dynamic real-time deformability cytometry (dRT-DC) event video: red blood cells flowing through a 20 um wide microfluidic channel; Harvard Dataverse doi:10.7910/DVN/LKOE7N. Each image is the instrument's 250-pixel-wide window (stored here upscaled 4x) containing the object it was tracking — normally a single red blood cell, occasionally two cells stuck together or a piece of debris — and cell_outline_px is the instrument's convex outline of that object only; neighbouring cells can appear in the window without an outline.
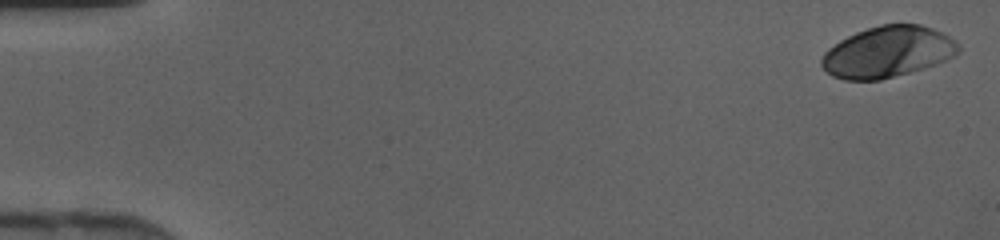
{"species": "human", "species_latin": "Homo sapiens", "temperature_condition": "cold", "stored_images_in_passage": 12, "camera_frame_rate_fps": 3000, "um_per_image_px": 0.085, "donor": {"sex": "female"}, "frame": {"image": 1, "passage_image": 1, "time_ms": 0.0, "image_size_px": [1000, 240], "cell_outline_px": [[960, 48], [956, 56], [936, 64], [924, 68], [880, 80], [844, 80], [832, 76], [820, 64], [820, 60], [824, 52], [828, 48], [840, 40], [856, 32], [880, 24], [920, 24], [932, 28], [948, 36]], "centroid_in_image_um": [75.43, 4.42], "position_along_channel_um": 9.6, "area_um2": 40.63}}